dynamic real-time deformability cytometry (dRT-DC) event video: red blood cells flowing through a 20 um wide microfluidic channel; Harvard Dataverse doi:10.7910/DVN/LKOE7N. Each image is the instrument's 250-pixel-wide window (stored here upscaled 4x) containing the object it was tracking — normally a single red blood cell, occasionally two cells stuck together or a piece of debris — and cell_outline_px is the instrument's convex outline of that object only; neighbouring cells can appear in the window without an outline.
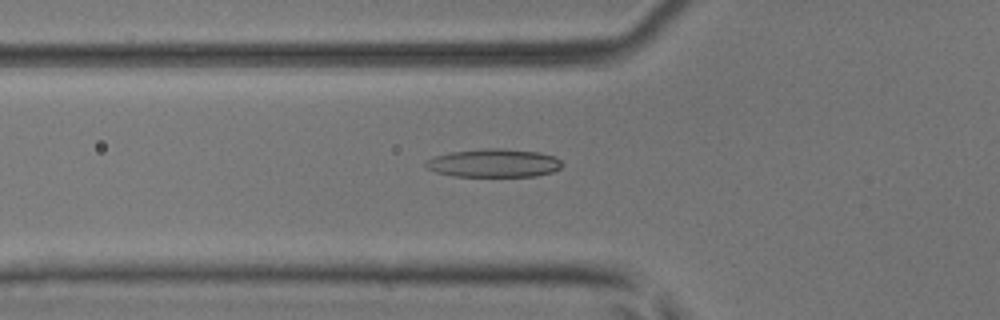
{"species": "common noctule bat (a hibernating species)", "species_latin": "Nyctalus noctula", "temperature_condition": "room temperature", "stored_images_in_passage": 53, "camera_frame_rate_fps": 3000, "um_per_image_px": 0.085, "animal": {"sex": "male", "body_mass_g": 17.9, "forearm_length_mm": 54.2}, "frame": {"image": 1, "passage_image": 19, "time_ms": 6.0, "image_size_px": [1000, 320], "cell_outline_px": [[564, 164], [560, 168], [552, 172], [536, 176], [452, 176], [436, 172], [428, 168], [424, 164], [432, 156], [452, 152], [484, 148], [500, 148], [540, 152], [552, 156], [560, 160]], "centroid_in_image_um": [41.98, 13.86], "position_along_channel_um": 83.8, "area_um2": 22.48}}
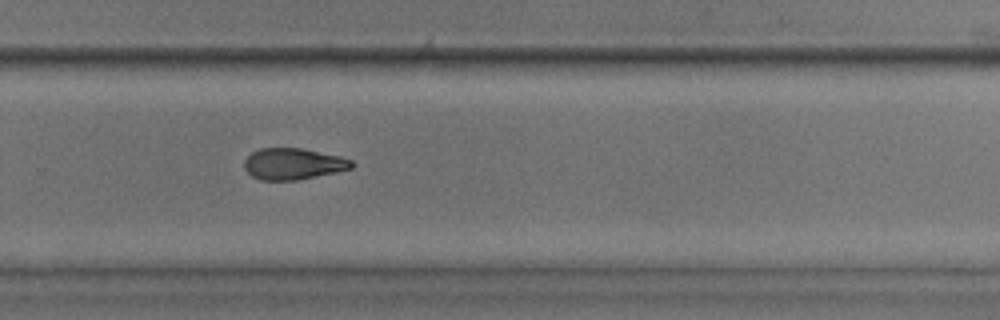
{"frame": {"image": 2, "passage_image": 36, "time_ms": 11.667, "image_size_px": [1000, 320], "cell_outline_px": [[356, 164], [352, 168], [336, 172], [296, 180], [260, 180], [252, 176], [244, 168], [244, 160], [252, 152], [260, 148], [300, 148], [340, 156], [352, 160]], "centroid_in_image_um": [24.92, 13.93], "position_along_channel_um": 304.9, "area_um2": 19.59}}
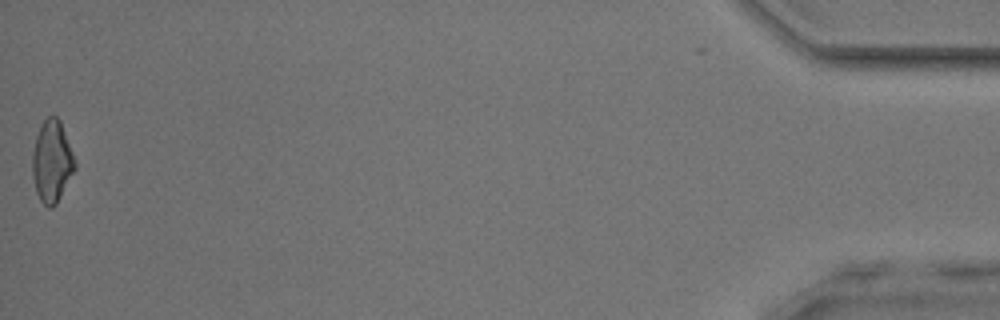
{"frame": {"image": 3, "passage_image": 53, "time_ms": 17.333, "image_size_px": [1000, 320], "cell_outline_px": [[76, 168], [56, 204], [52, 208], [48, 208], [40, 200], [36, 192], [32, 176], [32, 152], [36, 136], [40, 124], [48, 116], [56, 116], [60, 120], [76, 160]], "centroid_in_image_um": [4.41, 13.72], "position_along_channel_um": 430.8, "area_um2": 20.46}, "authors_computed_cell_mechanics": {"area_um2": 21.0392, "velocity_mm_per_s": 3.9038, "shape_relaxation_time_tau1_ms": 6.5104, "shape_relaxation_time_tau2_ms": 3.5564, "deformation_change_tau1": 0.1825, "deformation_change_tau2": 0.1053}}